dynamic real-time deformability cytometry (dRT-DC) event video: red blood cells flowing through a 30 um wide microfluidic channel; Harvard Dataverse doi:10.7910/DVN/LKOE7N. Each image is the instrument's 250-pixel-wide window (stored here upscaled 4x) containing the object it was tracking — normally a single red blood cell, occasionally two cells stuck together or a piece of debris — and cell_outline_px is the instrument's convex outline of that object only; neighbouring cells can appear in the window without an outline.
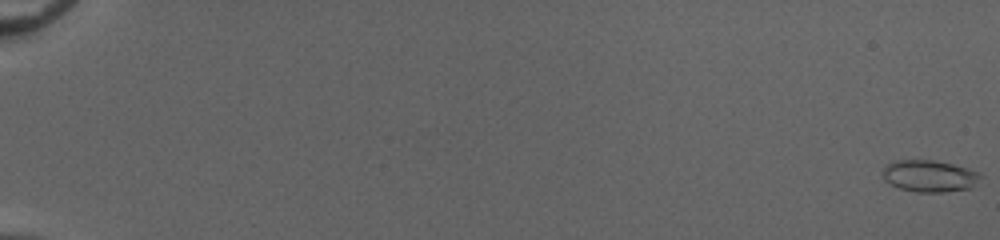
{"species": "common noctule bat (a hibernating species)", "species_latin": "Nyctalus noctula", "temperature_condition": "cold", "stored_images_in_passage": 54, "camera_frame_rate_fps": 3000, "um_per_image_px": 0.085, "animal": {"sex": "female", "body_mass_g": 20.0, "forearm_length_mm": 54.0}, "frame": {"image": 1, "passage_image": 1, "time_ms": 0.0, "image_size_px": [1000, 240], "cell_outline_px": [[984, 176], [968, 188], [944, 192], [916, 192], [900, 188], [884, 180], [884, 168], [892, 160], [932, 160], [952, 164], [968, 168], [980, 172]], "centroid_in_image_um": [79.02, 14.95], "position_along_channel_um": 6.0, "area_um2": 17.98}}
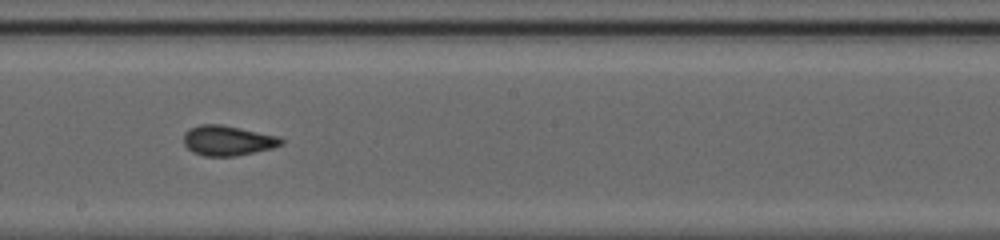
{"frame": {"image": 2, "passage_image": 34, "time_ms": 11.0, "image_size_px": [1000, 240], "cell_outline_px": [[284, 144], [272, 148], [236, 156], [204, 156], [192, 152], [184, 144], [184, 132], [188, 128], [200, 124], [220, 124], [280, 136], [284, 140]], "centroid_in_image_um": [19.35, 11.94], "position_along_channel_um": 228.8, "area_um2": 17.22}}
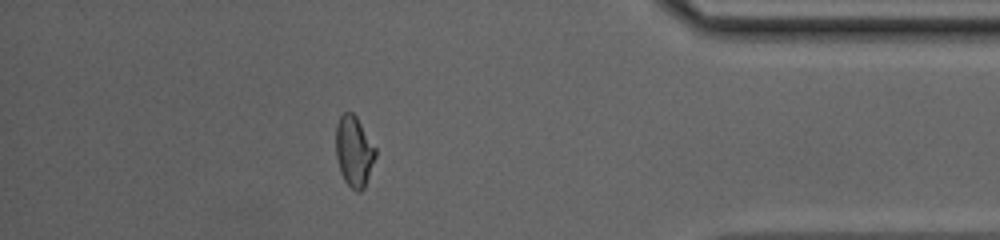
{"frame": {"image": 3, "passage_image": 49, "time_ms": 16.0, "image_size_px": [1000, 240], "cell_outline_px": [[376, 156], [364, 188], [360, 192], [356, 192], [344, 180], [340, 172], [336, 156], [336, 124], [340, 116], [344, 112], [352, 112], [356, 116], [376, 148]], "centroid_in_image_um": [30.09, 12.86], "position_along_channel_um": 405.1, "area_um2": 16.3}, "authors_computed_cell_mechanics": {"area_um2": 17.051, "velocity_mm_per_s": 4.0885, "shape_relaxation_time_tau1_ms": 8.4172, "shape_relaxation_time_tau2_ms": 0.4797, "deformation_change_tau1": 0.159, "deformation_change_tau2": 0.0402}}